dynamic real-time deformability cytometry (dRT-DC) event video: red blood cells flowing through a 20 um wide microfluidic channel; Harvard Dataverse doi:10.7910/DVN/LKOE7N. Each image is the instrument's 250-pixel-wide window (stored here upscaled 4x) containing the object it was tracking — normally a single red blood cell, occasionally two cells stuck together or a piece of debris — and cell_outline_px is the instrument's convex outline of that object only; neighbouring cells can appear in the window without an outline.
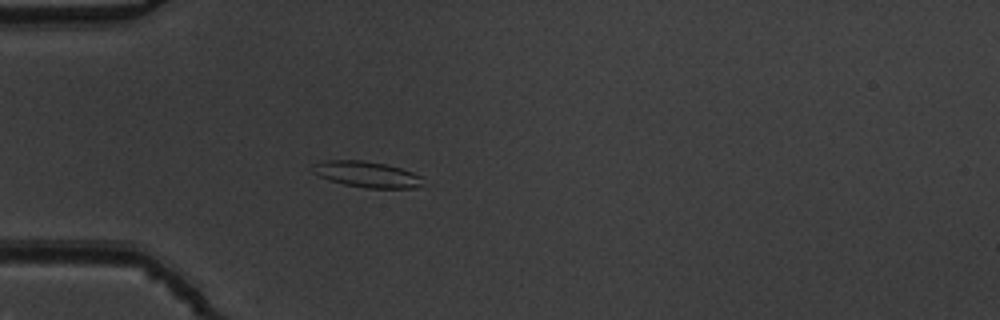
{"species": "common noctule bat (a hibernating species)", "species_latin": "Nyctalus noctula", "temperature_condition": "warm", "stored_images_in_passage": 40, "camera_frame_rate_fps": 3000, "um_per_image_px": 0.085, "animal": {"sex": "male", "body_mass_g": 19.5, "forearm_length_mm": 54.6}, "frame": {"image": 1, "passage_image": 7, "time_ms": 2.0, "image_size_px": [1000, 320], "cell_outline_px": [[420, 184], [416, 188], [368, 188], [344, 184], [320, 176], [312, 172], [312, 164], [324, 160], [364, 160], [384, 164], [400, 168], [412, 172], [420, 176]], "centroid_in_image_um": [31.13, 14.8], "position_along_channel_um": 53.9, "area_um2": 16.42}}
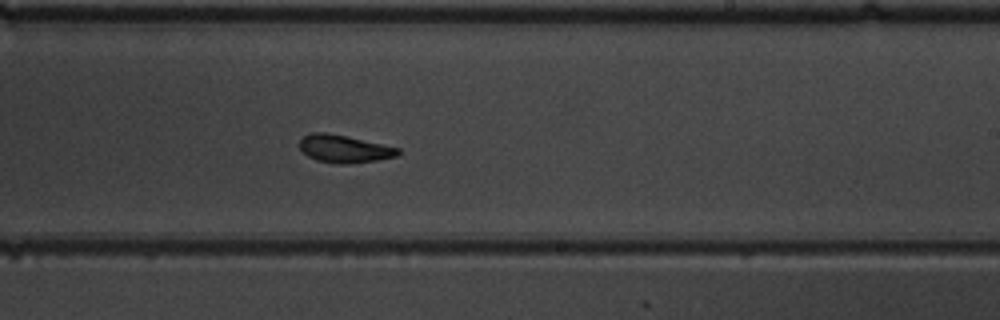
{"frame": {"image": 2, "passage_image": 24, "time_ms": 7.667, "image_size_px": [1000, 320], "cell_outline_px": [[400, 152], [396, 156], [376, 160], [348, 164], [336, 164], [316, 160], [308, 156], [300, 148], [300, 140], [304, 136], [312, 132], [328, 132], [348, 136], [400, 148]], "centroid_in_image_um": [29.25, 12.64], "position_along_channel_um": 259.7, "area_um2": 15.9}}
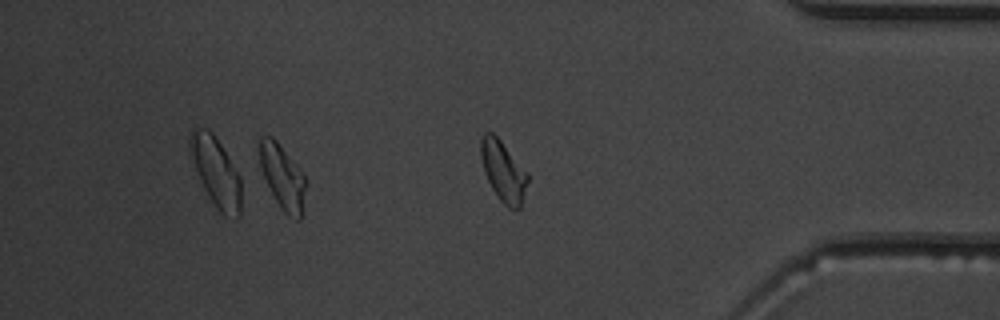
{"frame": {"image": 3, "passage_image": 36, "time_ms": 11.667, "image_size_px": [1000, 320], "cell_outline_px": [[308, 184], [300, 220], [296, 220], [288, 216], [280, 208], [264, 176], [260, 164], [256, 144], [260, 136], [272, 136], [276, 140], [300, 168], [308, 180]], "centroid_in_image_um": [24.03, 15.01], "position_along_channel_um": 411.2, "area_um2": 17.86}, "authors_computed_cell_mechanics": {"area_um2": 16.3863, "velocity_mm_per_s": 3.8302, "shape_relaxation_time_tau1_ms": 2.8511, "shape_relaxation_time_tau2_ms": 2.2318, "deformation_change_tau1": 0.0932, "deformation_change_tau2": 0.0807}}